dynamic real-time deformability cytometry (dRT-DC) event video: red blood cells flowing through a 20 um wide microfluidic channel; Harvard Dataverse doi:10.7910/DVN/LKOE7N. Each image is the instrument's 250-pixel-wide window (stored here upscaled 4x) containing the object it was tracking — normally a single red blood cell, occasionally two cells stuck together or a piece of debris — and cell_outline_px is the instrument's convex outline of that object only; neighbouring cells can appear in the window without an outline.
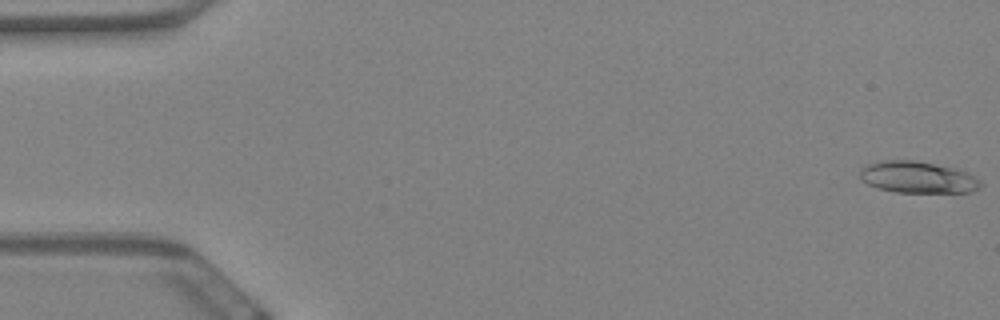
{"species": "Egyptian fruit bat (a non-hibernating species)", "species_latin": "Rousettus aegyptiacus", "temperature_condition": "warm", "stored_images_in_passage": 36, "camera_frame_rate_fps": 3000, "um_per_image_px": 0.085, "animal": {"sex": "female"}, "frame": {"image": 1, "passage_image": 1, "time_ms": 0.0, "image_size_px": [1000, 320], "cell_outline_px": [[984, 184], [980, 188], [972, 192], [896, 192], [880, 188], [868, 184], [860, 180], [860, 172], [868, 164], [880, 160], [916, 160], [956, 168], [980, 180]], "centroid_in_image_um": [78.02, 15.06], "position_along_channel_um": 7.0, "area_um2": 22.2}}
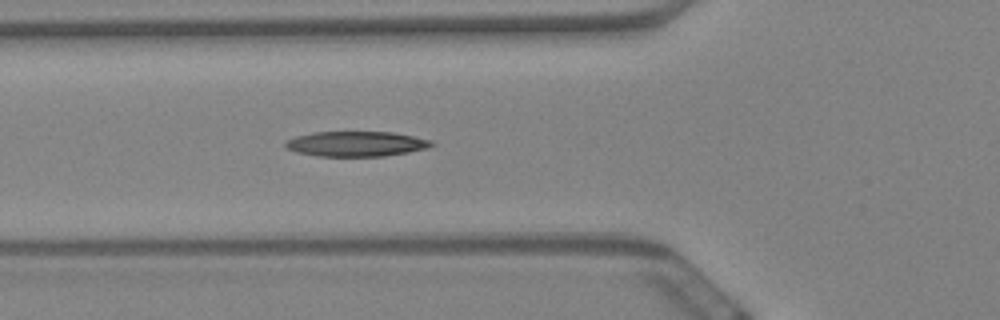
{"frame": {"image": 2, "passage_image": 22, "time_ms": 7.0, "image_size_px": [1000, 320], "cell_outline_px": [[436, 144], [428, 148], [408, 152], [384, 156], [320, 156], [296, 152], [284, 148], [284, 140], [296, 136], [312, 132], [392, 132], [432, 140]], "centroid_in_image_um": [30.25, 12.22], "position_along_channel_um": 95.6, "area_um2": 21.5}}
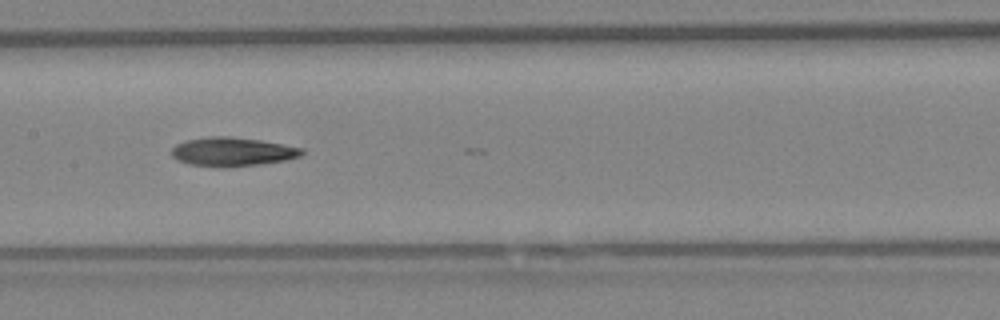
{"frame": {"image": 3, "passage_image": 30, "time_ms": 9.667, "image_size_px": [1000, 320], "cell_outline_px": [[304, 152], [300, 156], [284, 160], [260, 164], [188, 164], [176, 160], [172, 156], [172, 148], [176, 144], [188, 140], [208, 136], [228, 136], [260, 140], [304, 148]], "centroid_in_image_um": [19.76, 12.85], "position_along_channel_um": 187.6, "area_um2": 20.92}}